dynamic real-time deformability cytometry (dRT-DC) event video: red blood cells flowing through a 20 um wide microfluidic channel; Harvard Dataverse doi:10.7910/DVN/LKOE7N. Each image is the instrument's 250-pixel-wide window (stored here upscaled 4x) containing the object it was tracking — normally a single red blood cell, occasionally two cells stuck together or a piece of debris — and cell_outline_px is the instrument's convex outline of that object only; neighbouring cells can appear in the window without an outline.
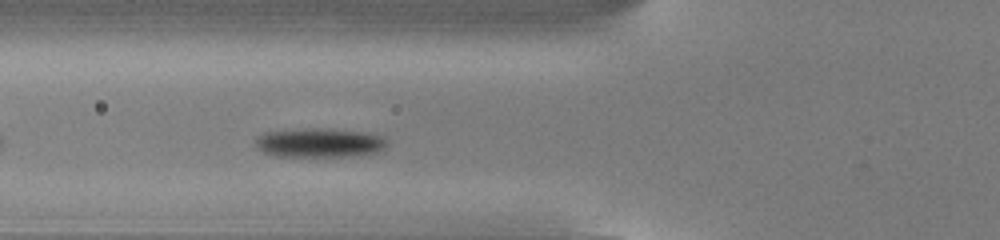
{"species": "common noctule bat (a hibernating species)", "species_latin": "Nyctalus noctula", "temperature_condition": "cold", "stored_images_in_passage": 40, "camera_frame_rate_fps": 3000, "um_per_image_px": 0.085, "animal": {"sex": "male", "body_mass_g": 13.0, "forearm_length_mm": 53.1}, "frame": {"image": 1, "passage_image": 6, "time_ms": 1.667, "image_size_px": [1000, 240], "cell_outline_px": [[388, 144], [384, 148], [376, 152], [360, 156], [272, 156], [256, 148], [256, 136], [264, 132], [304, 128], [320, 128], [364, 132], [380, 136], [388, 140]], "centroid_in_image_um": [27.13, 12.14], "position_along_channel_um": 98.7, "area_um2": 22.54}}
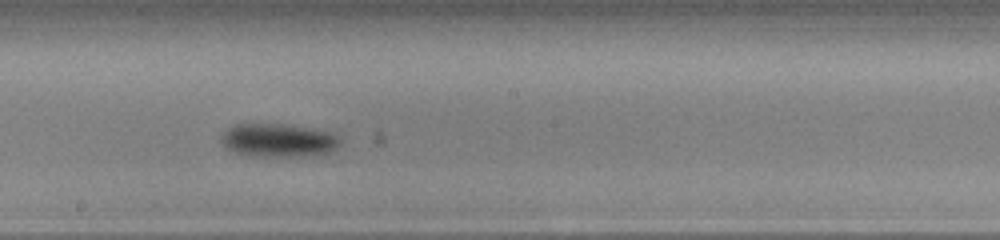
{"frame": {"image": 2, "passage_image": 16, "time_ms": 5.0, "image_size_px": [1000, 240], "cell_outline_px": [[340, 144], [336, 148], [328, 152], [308, 156], [248, 156], [232, 152], [224, 148], [220, 144], [220, 136], [228, 128], [236, 124], [284, 124], [312, 128], [328, 132], [336, 136], [340, 140]], "centroid_in_image_um": [23.58, 11.93], "position_along_channel_um": 224.6, "area_um2": 23.29}}
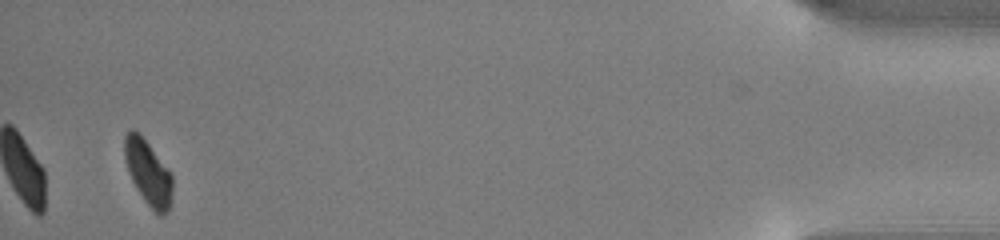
{"frame": {"image": 3, "passage_image": 38, "time_ms": 12.333, "image_size_px": [1000, 240], "cell_outline_px": [[172, 192], [168, 212], [164, 216], [160, 216], [144, 200], [136, 188], [128, 172], [124, 156], [124, 136], [132, 128], [148, 144], [172, 172]], "centroid_in_image_um": [12.6, 14.7], "position_along_channel_um": 422.6, "area_um2": 17.92}, "authors_computed_cell_mechanics": {"area_um2": 21.097, "velocity_mm_per_s": 3.7801, "shape_relaxation_time_tau1_ms": 2.4461, "shape_relaxation_time_tau2_ms": null, "deformation_change_tau1": 0.1124, "deformation_change_tau2": null}}